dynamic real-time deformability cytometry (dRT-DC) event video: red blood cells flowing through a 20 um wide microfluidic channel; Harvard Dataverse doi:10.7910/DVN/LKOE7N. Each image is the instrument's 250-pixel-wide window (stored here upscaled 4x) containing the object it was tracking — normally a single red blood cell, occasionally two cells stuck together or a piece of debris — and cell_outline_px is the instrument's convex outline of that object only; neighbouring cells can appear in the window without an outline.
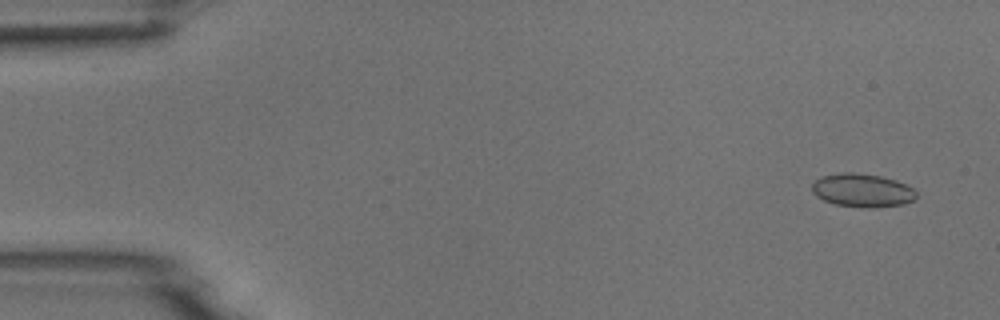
{"species": "common noctule bat (a hibernating species)", "species_latin": "Nyctalus noctula", "temperature_condition": "room temperature", "stored_images_in_passage": 53, "camera_frame_rate_fps": 3000, "um_per_image_px": 0.085, "animal": {"sex": "male", "body_mass_g": 18.8}, "frame": {"image": 1, "passage_image": 3, "time_ms": 0.667, "image_size_px": [1000, 320], "cell_outline_px": [[916, 200], [904, 204], [876, 208], [864, 208], [836, 204], [824, 200], [816, 196], [812, 192], [812, 184], [820, 176], [840, 172], [852, 172], [880, 176], [896, 180], [912, 188], [916, 192]], "centroid_in_image_um": [73.3, 16.18], "position_along_channel_um": 11.7, "area_um2": 20.46}}
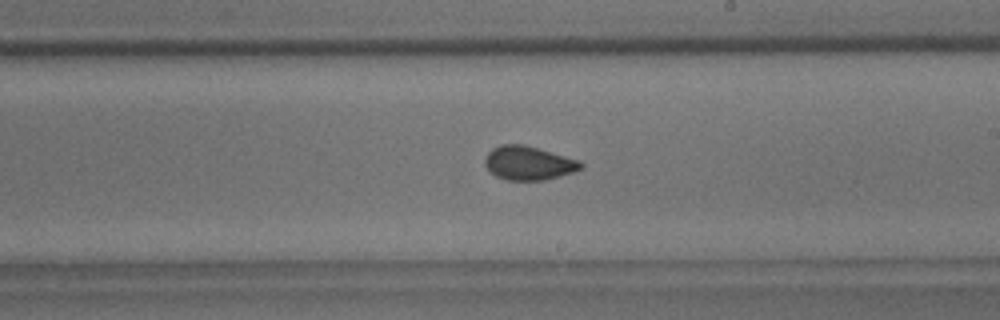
{"frame": {"image": 2, "passage_image": 31, "time_ms": 10.0, "image_size_px": [1000, 320], "cell_outline_px": [[584, 168], [560, 176], [544, 180], [508, 180], [496, 176], [484, 164], [484, 160], [488, 152], [492, 148], [500, 144], [524, 144], [580, 160], [584, 164]], "centroid_in_image_um": [44.94, 13.85], "position_along_channel_um": 244.1, "area_um2": 18.96}}
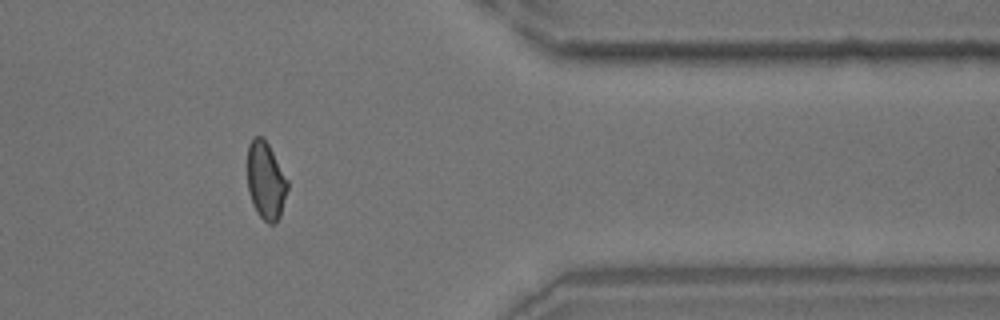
{"frame": {"image": 3, "passage_image": 44, "time_ms": 14.333, "image_size_px": [1000, 320], "cell_outline_px": [[288, 188], [280, 216], [272, 224], [268, 224], [256, 212], [252, 204], [248, 192], [248, 144], [252, 136], [264, 136], [288, 180]], "centroid_in_image_um": [22.58, 15.33], "position_along_channel_um": 388.8, "area_um2": 18.26}}